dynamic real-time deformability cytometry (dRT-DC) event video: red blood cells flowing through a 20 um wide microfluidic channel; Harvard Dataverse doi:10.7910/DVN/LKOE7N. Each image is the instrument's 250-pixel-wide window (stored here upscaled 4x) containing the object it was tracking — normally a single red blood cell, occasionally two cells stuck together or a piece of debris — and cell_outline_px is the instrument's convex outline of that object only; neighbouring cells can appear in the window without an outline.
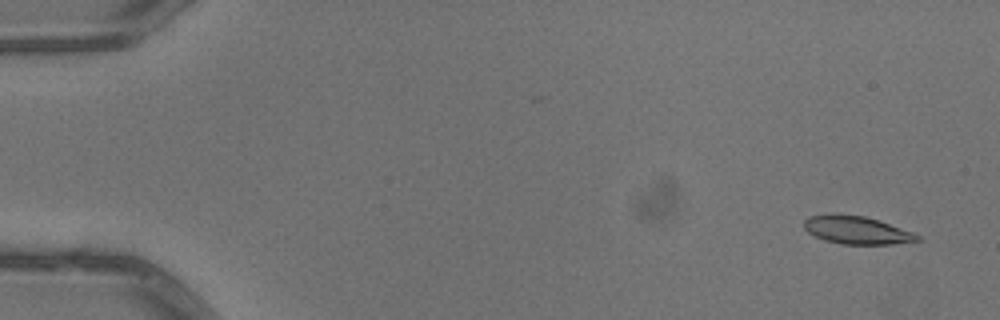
{"species": "common noctule bat (a hibernating species)", "species_latin": "Nyctalus noctula", "temperature_condition": "warm", "stored_images_in_passage": 4, "camera_frame_rate_fps": 3000, "um_per_image_px": 0.085, "animal": {"sex": "male", "body_mass_g": 13.3}, "frame": {"image": 1, "passage_image": 1, "time_ms": 0.0, "image_size_px": [1000, 320], "cell_outline_px": [[920, 240], [892, 244], [840, 244], [824, 240], [808, 232], [804, 228], [804, 220], [808, 216], [864, 216], [912, 232], [920, 236]], "centroid_in_image_um": [72.82, 19.6], "position_along_channel_um": 12.2, "area_um2": 17.63}}